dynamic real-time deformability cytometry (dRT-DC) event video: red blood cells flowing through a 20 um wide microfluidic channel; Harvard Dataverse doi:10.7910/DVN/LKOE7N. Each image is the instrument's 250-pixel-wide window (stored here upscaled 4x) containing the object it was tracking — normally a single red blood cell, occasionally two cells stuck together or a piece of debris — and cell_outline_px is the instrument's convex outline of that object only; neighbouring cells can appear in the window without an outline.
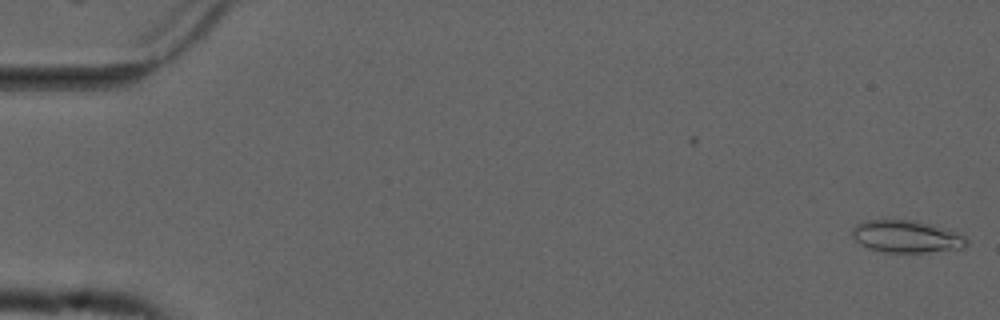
{"species": "common noctule bat (a hibernating species)", "species_latin": "Nyctalus noctula", "temperature_condition": "cold", "stored_images_in_passage": 6, "camera_frame_rate_fps": 3000, "um_per_image_px": 0.085, "animal": {"sex": "male", "forearm_length_mm": 52.5}, "frame": {"image": 1, "passage_image": 6, "time_ms": 1.667, "image_size_px": [1000, 320], "cell_outline_px": [[968, 244], [964, 248], [928, 252], [884, 252], [868, 248], [860, 244], [852, 236], [852, 228], [856, 224], [864, 220], [916, 220], [948, 228], [960, 232], [968, 240]], "centroid_in_image_um": [77.09, 20.09], "position_along_channel_um": 7.9, "area_um2": 21.85}}